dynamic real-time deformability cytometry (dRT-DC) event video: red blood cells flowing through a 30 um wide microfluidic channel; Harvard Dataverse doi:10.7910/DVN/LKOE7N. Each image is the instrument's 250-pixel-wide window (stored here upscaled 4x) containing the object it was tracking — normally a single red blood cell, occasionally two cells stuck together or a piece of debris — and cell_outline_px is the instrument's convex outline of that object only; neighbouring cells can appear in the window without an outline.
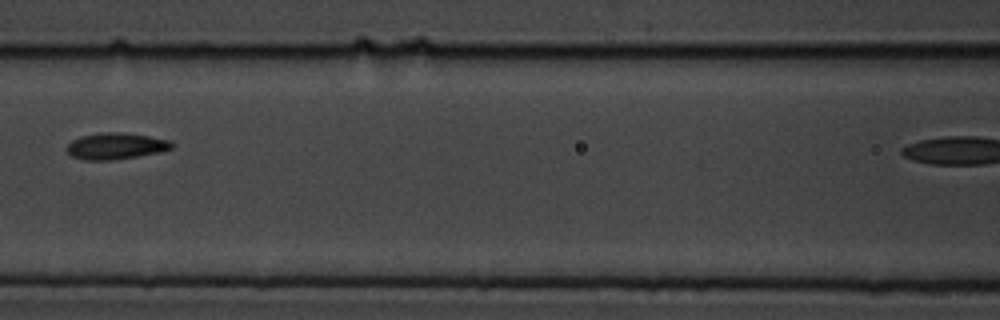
{"species": "common noctule bat (a hibernating species)", "species_latin": "Nyctalus noctula", "temperature_condition": "cold", "stored_images_in_passage": 9, "camera_frame_rate_fps": 3000, "um_per_image_px": 0.085, "animal": {"sex": "male", "body_mass_g": 19.5, "forearm_length_mm": 54.6}, "frame": {"image": 1, "passage_image": 8, "time_ms": 2.333, "image_size_px": [1000, 320], "cell_outline_px": [[172, 148], [160, 152], [112, 160], [84, 160], [72, 156], [64, 148], [72, 140], [80, 136], [104, 132], [124, 132], [148, 136], [168, 140], [172, 144]], "centroid_in_image_um": [9.79, 12.41], "position_along_channel_um": 156.8, "area_um2": 16.07}}